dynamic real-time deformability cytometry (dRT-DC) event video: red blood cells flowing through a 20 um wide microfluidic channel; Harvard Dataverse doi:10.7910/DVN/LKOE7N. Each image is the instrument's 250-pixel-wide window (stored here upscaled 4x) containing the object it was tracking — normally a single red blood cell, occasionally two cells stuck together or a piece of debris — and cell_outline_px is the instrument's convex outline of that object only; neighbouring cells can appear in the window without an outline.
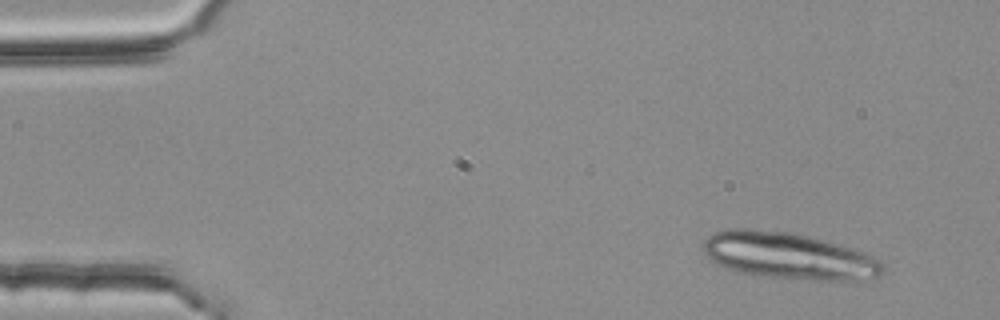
{"species": "common noctule bat (a hibernating species)", "species_latin": "Nyctalus noctula", "temperature_condition": "room temperature", "stored_images_in_passage": 12, "camera_frame_rate_fps": 3000, "um_per_image_px": 0.085, "animal": {"sex": "female", "body_mass_g": 25.1}, "frame": {"image": 1, "passage_image": 1, "time_ms": 0.0, "image_size_px": [1000, 320], "cell_outline_px": [[884, 272], [880, 276], [856, 280], [824, 280], [772, 276], [740, 272], [724, 268], [716, 264], [704, 256], [704, 240], [712, 232], [728, 228], [748, 228], [792, 232], [824, 240], [872, 256], [880, 260], [884, 264]], "centroid_in_image_um": [66.98, 21.72], "position_along_channel_um": 18.0, "area_um2": 48.44}}